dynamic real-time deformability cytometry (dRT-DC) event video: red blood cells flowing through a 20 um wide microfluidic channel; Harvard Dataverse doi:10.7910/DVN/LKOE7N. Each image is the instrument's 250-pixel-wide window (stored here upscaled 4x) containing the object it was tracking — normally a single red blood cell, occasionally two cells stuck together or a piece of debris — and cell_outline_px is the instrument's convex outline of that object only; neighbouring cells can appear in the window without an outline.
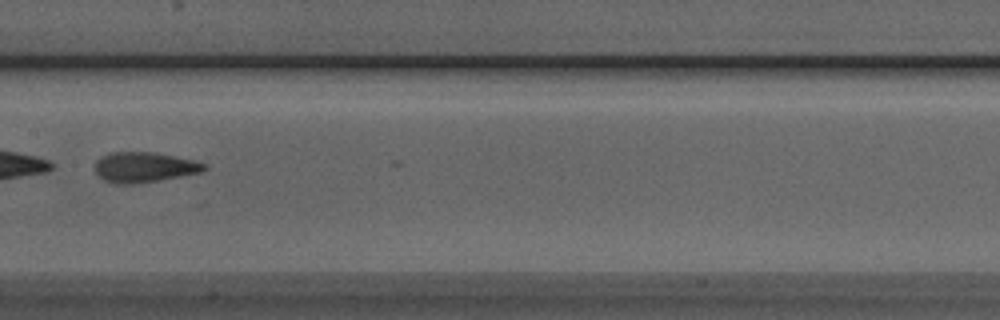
{"species": "Egyptian fruit bat (a non-hibernating species)", "species_latin": "Rousettus aegyptiacus", "temperature_condition": "room temperature", "stored_images_in_passage": 7, "camera_frame_rate_fps": 3000, "um_per_image_px": 0.085, "animal": {"sex": "male"}, "frame": {"image": 1, "passage_image": 6, "time_ms": 1.667, "image_size_px": [1000, 320], "cell_outline_px": [[208, 168], [200, 172], [180, 176], [132, 184], [116, 184], [104, 180], [96, 172], [96, 160], [100, 156], [108, 152], [156, 152], [196, 160], [208, 164]], "centroid_in_image_um": [12.27, 14.19], "position_along_channel_um": 195.1, "area_um2": 19.31}}
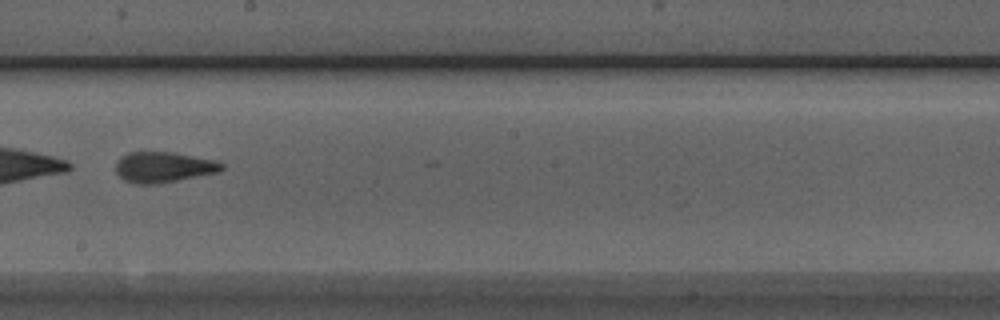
{"frame": {"image": 2, "passage_image": 7, "time_ms": 2.0, "image_size_px": [1000, 320], "cell_outline_px": [[224, 168], [220, 172], [160, 184], [132, 184], [124, 180], [116, 172], [116, 160], [120, 156], [128, 152], [176, 152], [216, 160], [224, 164]], "centroid_in_image_um": [13.91, 14.21], "position_along_channel_um": 234.3, "area_um2": 19.36}}